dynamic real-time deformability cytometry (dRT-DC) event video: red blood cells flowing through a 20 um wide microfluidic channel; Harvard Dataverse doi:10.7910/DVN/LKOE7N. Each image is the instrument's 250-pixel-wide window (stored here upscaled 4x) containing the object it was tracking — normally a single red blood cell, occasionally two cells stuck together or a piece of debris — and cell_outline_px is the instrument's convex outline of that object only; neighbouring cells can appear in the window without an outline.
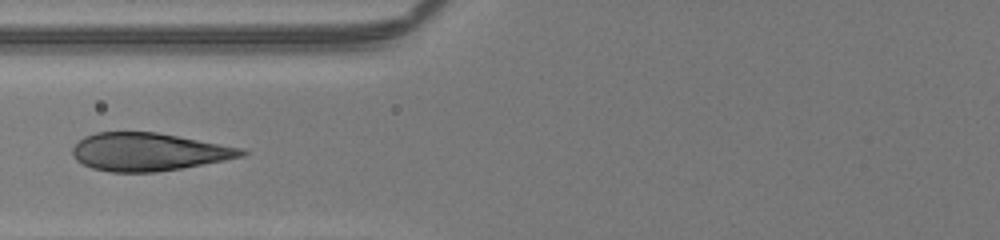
{"species": "human", "species_latin": "Homo sapiens", "temperature_condition": "room temperature", "stored_images_in_passage": 34, "camera_frame_rate_fps": 3000, "um_per_image_px": 0.085, "donor": {"sex": "male"}, "frame": {"image": 1, "passage_image": 30, "time_ms": 9.667, "image_size_px": [1000, 240], "cell_outline_px": [[248, 152], [244, 156], [224, 160], [180, 168], [156, 172], [112, 172], [92, 168], [76, 160], [72, 156], [72, 148], [84, 136], [96, 132], [156, 132], [244, 148]], "centroid_in_image_um": [12.62, 12.9], "position_along_channel_um": 113.2, "area_um2": 37.17}}